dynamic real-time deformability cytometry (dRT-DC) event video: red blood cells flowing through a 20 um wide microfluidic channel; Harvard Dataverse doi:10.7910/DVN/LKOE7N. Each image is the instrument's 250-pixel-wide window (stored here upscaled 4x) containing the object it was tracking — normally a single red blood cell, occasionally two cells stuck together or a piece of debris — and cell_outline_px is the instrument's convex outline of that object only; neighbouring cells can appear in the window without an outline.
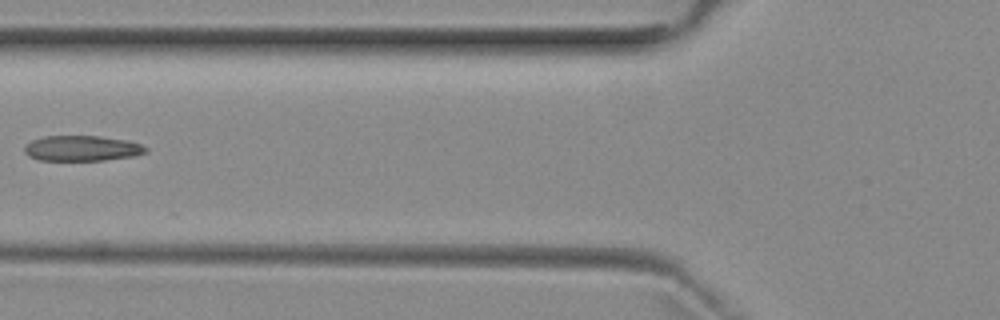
{"species": "common noctule bat (a hibernating species)", "species_latin": "Nyctalus noctula", "temperature_condition": "room temperature", "stored_images_in_passage": 2, "camera_frame_rate_fps": 3000, "um_per_image_px": 0.085, "animal": {"sex": "female", "body_mass_g": 29.2, "forearm_length_mm": 56.3}, "frame": {"image": 1, "passage_image": 2, "time_ms": 1.333, "image_size_px": [1000, 320], "cell_outline_px": [[148, 152], [136, 156], [104, 160], [40, 160], [28, 156], [24, 152], [24, 144], [32, 140], [44, 136], [100, 136], [128, 140], [140, 144], [148, 148]], "centroid_in_image_um": [6.98, 12.6], "position_along_channel_um": 118.8, "area_um2": 18.15}}